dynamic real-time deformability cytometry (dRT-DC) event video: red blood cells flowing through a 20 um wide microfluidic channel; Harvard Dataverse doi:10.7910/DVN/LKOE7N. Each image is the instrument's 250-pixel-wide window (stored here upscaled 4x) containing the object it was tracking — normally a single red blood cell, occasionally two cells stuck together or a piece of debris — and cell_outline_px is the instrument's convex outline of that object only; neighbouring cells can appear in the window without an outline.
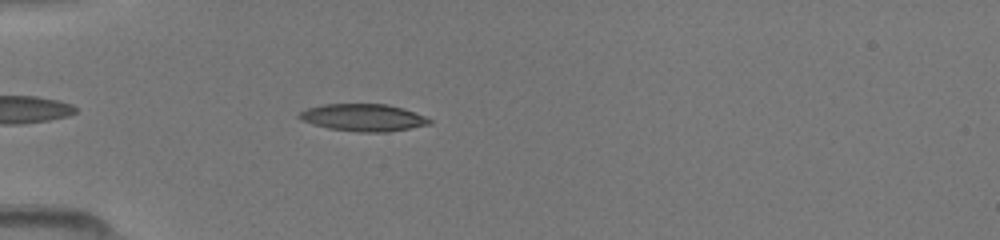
{"species": "common noctule bat (a hibernating species)", "species_latin": "Nyctalus noctula", "temperature_condition": "room temperature", "stored_images_in_passage": 20, "camera_frame_rate_fps": 3000, "um_per_image_px": 0.085, "animal": {"sex": "female", "body_mass_g": 19.5, "forearm_length_mm": 54.1}, "frame": {"image": 1, "passage_image": 5, "time_ms": 1.333, "image_size_px": [1000, 240], "cell_outline_px": [[432, 124], [388, 132], [360, 132], [328, 128], [312, 124], [300, 120], [296, 116], [300, 112], [308, 108], [324, 104], [388, 104], [404, 108], [424, 116], [432, 120]], "centroid_in_image_um": [30.88, 9.99], "position_along_channel_um": 54.1, "area_um2": 20.75}}
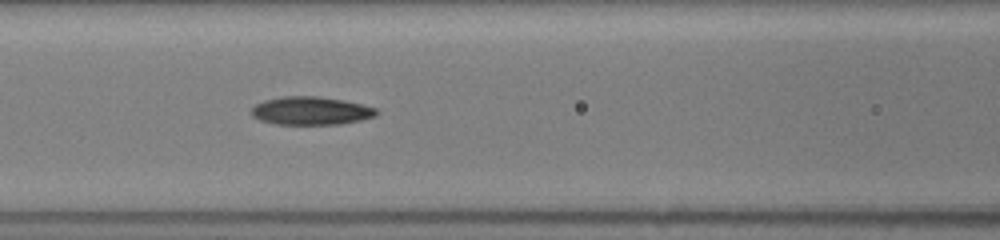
{"frame": {"image": 2, "passage_image": 12, "time_ms": 3.667, "image_size_px": [1000, 240], "cell_outline_px": [[380, 112], [376, 116], [360, 120], [340, 124], [276, 124], [260, 120], [252, 116], [248, 112], [256, 104], [264, 100], [284, 96], [320, 96], [344, 100], [376, 108]], "centroid_in_image_um": [26.41, 9.41], "position_along_channel_um": 140.2, "area_um2": 20.63}}
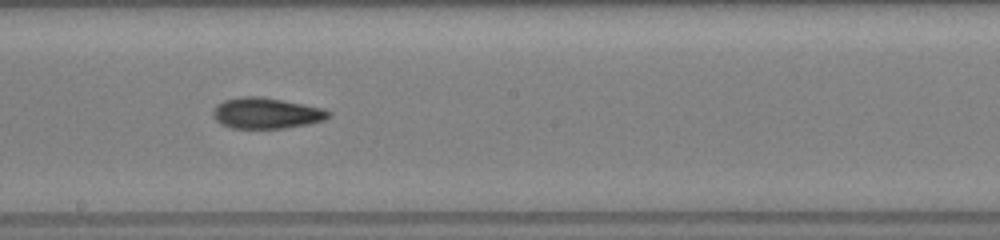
{"frame": {"image": 3, "passage_image": 18, "time_ms": 5.667, "image_size_px": [1000, 240], "cell_outline_px": [[332, 116], [324, 120], [308, 124], [284, 128], [232, 128], [220, 124], [212, 116], [212, 112], [216, 104], [224, 100], [244, 96], [260, 96], [304, 104], [324, 108], [332, 112]], "centroid_in_image_um": [22.64, 9.62], "position_along_channel_um": 225.6, "area_um2": 20.98}}